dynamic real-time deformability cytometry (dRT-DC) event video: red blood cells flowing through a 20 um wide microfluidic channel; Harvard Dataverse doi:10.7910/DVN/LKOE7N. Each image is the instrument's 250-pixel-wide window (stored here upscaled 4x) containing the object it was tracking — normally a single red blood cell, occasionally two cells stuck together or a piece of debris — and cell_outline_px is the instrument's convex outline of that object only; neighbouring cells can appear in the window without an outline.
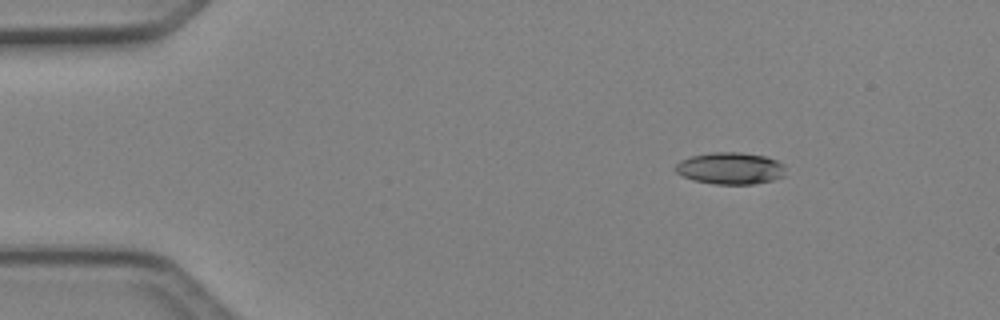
{"species": "Egyptian fruit bat (a non-hibernating species)", "species_latin": "Rousettus aegyptiacus", "temperature_condition": "cold", "stored_images_in_passage": 43, "camera_frame_rate_fps": 3000, "um_per_image_px": 0.085, "animal": {"sex": "female"}, "frame": {"image": 1, "passage_image": 1, "time_ms": 0.0, "image_size_px": [1000, 320], "cell_outline_px": [[784, 176], [772, 180], [756, 184], [712, 184], [692, 180], [676, 172], [676, 164], [680, 160], [692, 156], [712, 152], [740, 152], [764, 156], [776, 160], [784, 164]], "centroid_in_image_um": [62.08, 14.31], "position_along_channel_um": 22.9, "area_um2": 20.46}}
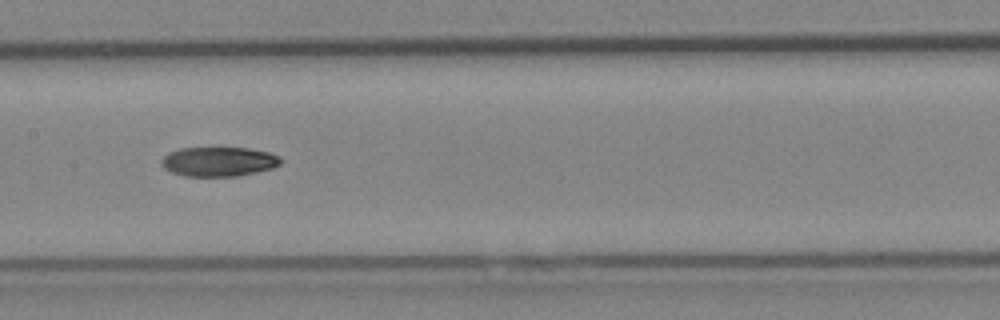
{"frame": {"image": 2, "passage_image": 19, "time_ms": 6.0, "image_size_px": [1000, 320], "cell_outline_px": [[284, 160], [280, 164], [272, 168], [256, 172], [236, 176], [184, 176], [172, 172], [164, 168], [160, 164], [160, 160], [168, 152], [180, 148], [248, 148], [268, 152], [280, 156]], "centroid_in_image_um": [18.58, 13.73], "position_along_channel_um": 188.8, "area_um2": 20.58}}
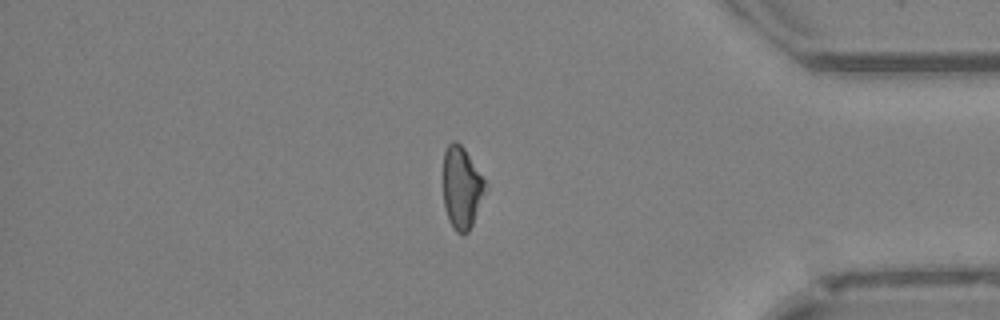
{"frame": {"image": 3, "passage_image": 36, "time_ms": 11.667, "image_size_px": [1000, 320], "cell_outline_px": [[488, 184], [472, 224], [468, 232], [464, 236], [456, 232], [452, 228], [448, 220], [444, 208], [444, 152], [448, 144], [452, 140], [456, 140], [464, 148]], "centroid_in_image_um": [39.24, 15.97], "position_along_channel_um": 396.0, "area_um2": 20.23}, "authors_computed_cell_mechanics": {"area_um2": 20.808, "velocity_mm_per_s": 4.1296, "shape_relaxation_time_tau1_ms": 6.1331, "shape_relaxation_time_tau2_ms": null, "deformation_change_tau1": 0.1659, "deformation_change_tau2": null}}